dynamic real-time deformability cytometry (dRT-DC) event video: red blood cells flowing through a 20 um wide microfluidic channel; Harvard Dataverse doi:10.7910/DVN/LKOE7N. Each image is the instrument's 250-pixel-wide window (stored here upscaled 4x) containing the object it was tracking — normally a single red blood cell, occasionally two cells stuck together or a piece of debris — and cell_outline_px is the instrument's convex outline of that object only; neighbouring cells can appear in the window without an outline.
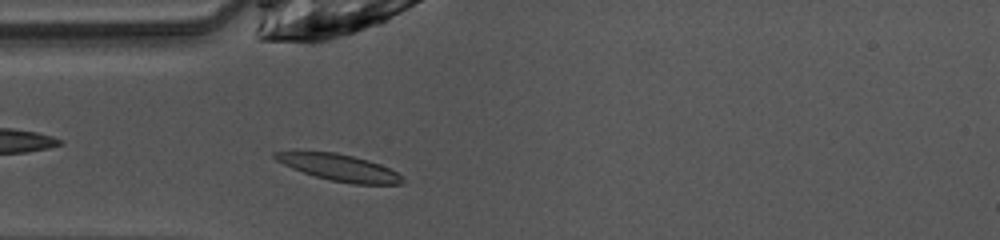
{"species": "common noctule bat (a hibernating species)", "species_latin": "Nyctalus noctula", "temperature_condition": "warm", "stored_images_in_passage": 34, "camera_frame_rate_fps": 3000, "um_per_image_px": 0.085, "animal": {"sex": "female", "body_mass_g": 10.0, "forearm_length_mm": 53.1}, "frame": {"image": 1, "passage_image": 3, "time_ms": 0.667, "image_size_px": [1000, 240], "cell_outline_px": [[404, 180], [400, 184], [352, 184], [332, 180], [316, 176], [292, 168], [276, 160], [272, 156], [272, 152], [336, 152], [368, 160], [380, 164], [404, 176]], "centroid_in_image_um": [28.87, 14.25], "position_along_channel_um": 56.1, "area_um2": 19.42}}
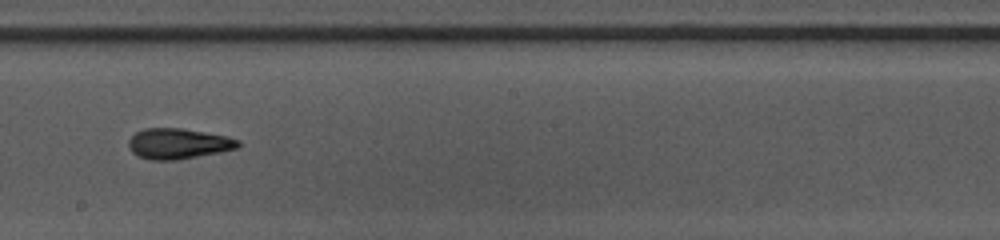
{"frame": {"image": 2, "passage_image": 16, "time_ms": 5.0, "image_size_px": [1000, 240], "cell_outline_px": [[240, 148], [220, 152], [176, 160], [152, 160], [136, 156], [128, 148], [128, 140], [136, 132], [144, 128], [180, 128], [228, 136], [240, 140]], "centroid_in_image_um": [15.15, 12.21], "position_along_channel_um": 233.0, "area_um2": 19.65}}
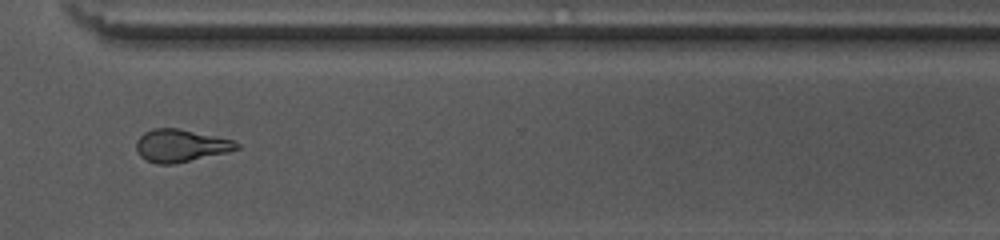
{"frame": {"image": 3, "passage_image": 25, "time_ms": 8.0, "image_size_px": [1000, 240], "cell_outline_px": [[240, 148], [228, 152], [172, 164], [156, 164], [140, 156], [136, 148], [136, 140], [144, 132], [152, 128], [180, 128], [236, 140], [240, 144]], "centroid_in_image_um": [15.38, 12.36], "position_along_channel_um": 355.2, "area_um2": 19.19}, "authors_computed_cell_mechanics": {"area_um2": 19.1318, "velocity_mm_per_s": 4.0943, "shape_relaxation_time_tau1_ms": 5.8961, "shape_relaxation_time_tau2_ms": 3.0136, "deformation_change_tau1": 0.1977, "deformation_change_tau2": 0.1156}}